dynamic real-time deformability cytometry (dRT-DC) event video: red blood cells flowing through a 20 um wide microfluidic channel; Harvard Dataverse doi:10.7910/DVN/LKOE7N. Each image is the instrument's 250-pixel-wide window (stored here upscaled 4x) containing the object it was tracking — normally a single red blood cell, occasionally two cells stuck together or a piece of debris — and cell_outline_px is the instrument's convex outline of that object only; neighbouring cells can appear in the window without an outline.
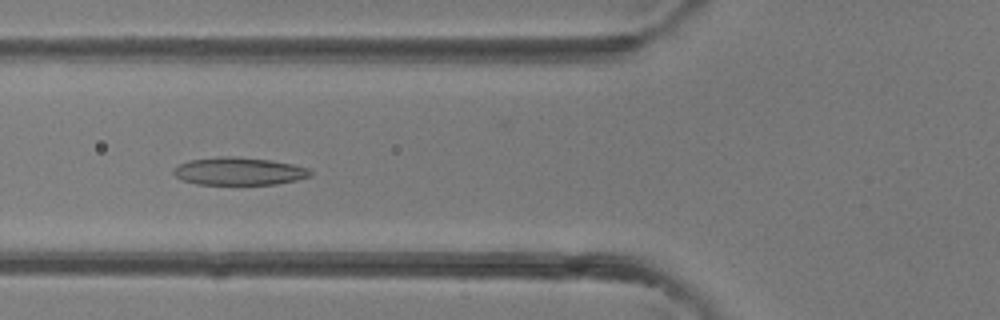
{"species": "common noctule bat (a hibernating species)", "species_latin": "Nyctalus noctula", "temperature_condition": "room temperature", "stored_images_in_passage": 6, "camera_frame_rate_fps": 3000, "um_per_image_px": 0.085, "animal": {"sex": "female"}, "frame": {"image": 1, "passage_image": 5, "time_ms": 4.667, "image_size_px": [1000, 320], "cell_outline_px": [[312, 176], [296, 180], [276, 184], [196, 184], [180, 180], [172, 172], [180, 164], [192, 160], [224, 156], [232, 156], [268, 160], [292, 164], [308, 168], [312, 172]], "centroid_in_image_um": [20.32, 14.56], "position_along_channel_um": 105.5, "area_um2": 21.85}}
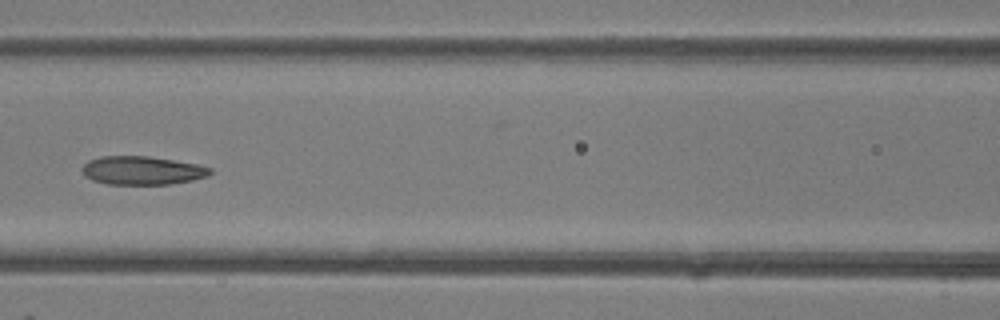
{"frame": {"image": 2, "passage_image": 6, "time_ms": 5.667, "image_size_px": [1000, 320], "cell_outline_px": [[212, 172], [208, 176], [192, 180], [168, 184], [108, 184], [92, 180], [84, 176], [80, 168], [88, 160], [100, 156], [148, 156], [196, 164], [212, 168]], "centroid_in_image_um": [12.04, 14.49], "position_along_channel_um": 154.6, "area_um2": 21.27}}